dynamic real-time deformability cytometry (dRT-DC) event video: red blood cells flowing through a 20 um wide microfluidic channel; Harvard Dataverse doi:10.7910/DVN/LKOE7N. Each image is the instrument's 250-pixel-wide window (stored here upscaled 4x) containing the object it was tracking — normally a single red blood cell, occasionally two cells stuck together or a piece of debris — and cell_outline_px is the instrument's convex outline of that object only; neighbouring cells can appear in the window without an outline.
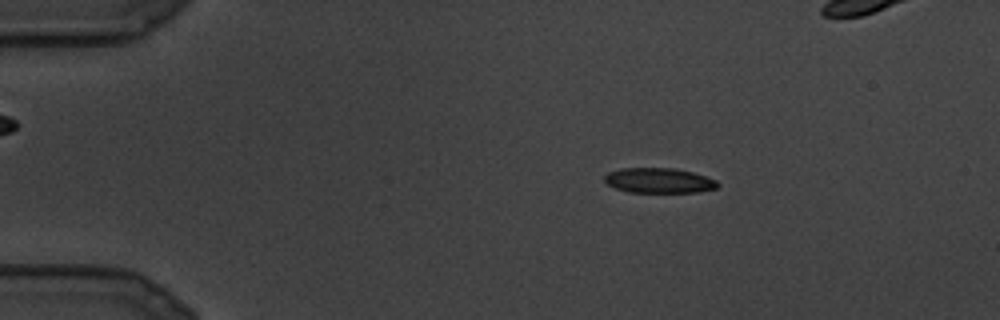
{"species": "common noctule bat (a hibernating species)", "species_latin": "Nyctalus noctula", "temperature_condition": "cold", "stored_images_in_passage": 10, "camera_frame_rate_fps": 3000, "um_per_image_px": 0.085, "animal": {"sex": "male", "body_mass_g": 19.5, "forearm_length_mm": 54.6}, "frame": {"image": 1, "passage_image": 5, "time_ms": 1.333, "image_size_px": [1000, 320], "cell_outline_px": [[720, 184], [716, 188], [696, 192], [628, 192], [616, 188], [608, 184], [604, 180], [604, 176], [608, 172], [620, 168], [676, 168], [692, 172], [716, 180]], "centroid_in_image_um": [55.99, 15.34], "position_along_channel_um": 29.0, "area_um2": 16.47}}
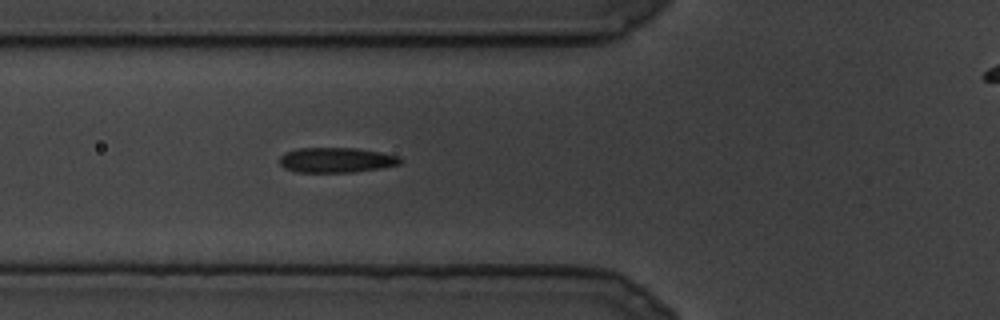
{"frame": {"image": 2, "passage_image": 10, "time_ms": 3.0, "image_size_px": [1000, 320], "cell_outline_px": [[404, 160], [400, 164], [380, 168], [352, 172], [296, 172], [284, 168], [280, 164], [280, 156], [284, 152], [296, 148], [356, 148], [380, 152], [400, 156]], "centroid_in_image_um": [28.58, 13.6], "position_along_channel_um": 97.2, "area_um2": 17.74}}